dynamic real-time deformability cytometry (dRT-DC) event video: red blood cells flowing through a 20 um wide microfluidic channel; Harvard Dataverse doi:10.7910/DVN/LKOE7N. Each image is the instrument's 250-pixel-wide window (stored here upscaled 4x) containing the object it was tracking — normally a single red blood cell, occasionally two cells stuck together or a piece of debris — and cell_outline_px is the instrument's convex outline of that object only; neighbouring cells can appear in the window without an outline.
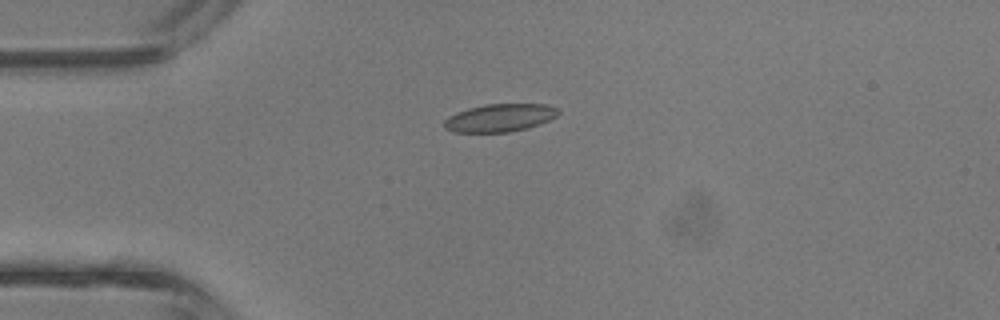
{"species": "common noctule bat (a hibernating species)", "species_latin": "Nyctalus noctula", "temperature_condition": "room temperature", "stored_images_in_passage": 4, "camera_frame_rate_fps": 3000, "um_per_image_px": 0.085, "animal": {"sex": "male", "body_mass_g": 13.3}, "frame": {"image": 1, "passage_image": 3, "time_ms": 0.667, "image_size_px": [1000, 320], "cell_outline_px": [[560, 112], [556, 116], [540, 124], [528, 128], [508, 132], [452, 132], [444, 128], [444, 120], [448, 116], [456, 112], [468, 108], [484, 104], [544, 104], [556, 108]], "centroid_in_image_um": [42.44, 10.01], "position_along_channel_um": 42.6, "area_um2": 18.55}}